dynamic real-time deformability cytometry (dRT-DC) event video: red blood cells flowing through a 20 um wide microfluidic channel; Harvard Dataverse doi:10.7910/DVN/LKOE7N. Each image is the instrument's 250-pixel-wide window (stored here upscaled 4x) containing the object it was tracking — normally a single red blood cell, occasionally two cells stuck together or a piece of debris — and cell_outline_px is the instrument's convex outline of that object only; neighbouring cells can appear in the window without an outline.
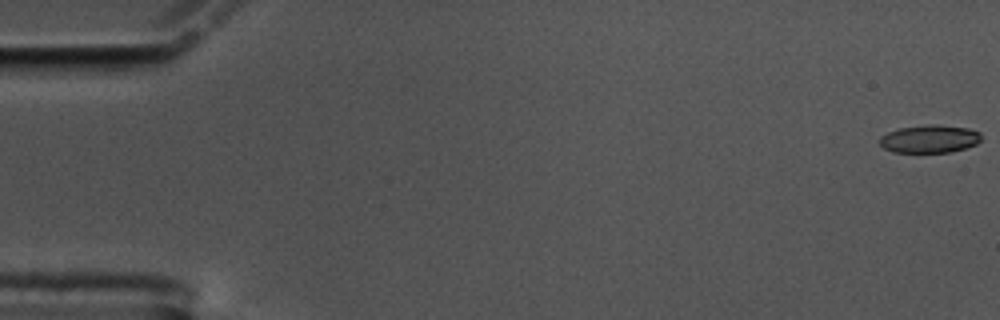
{"species": "common noctule bat (a hibernating species)", "species_latin": "Nyctalus noctula", "temperature_condition": "cold", "stored_images_in_passage": 14, "camera_frame_rate_fps": 3000, "um_per_image_px": 0.085, "animal": {"sex": "male", "body_mass_g": 17.5, "forearm_length_mm": 52.3}, "frame": {"image": 1, "passage_image": 1, "time_ms": 0.0, "image_size_px": [1000, 320], "cell_outline_px": [[980, 140], [976, 144], [952, 152], [892, 152], [884, 148], [880, 144], [880, 136], [888, 132], [900, 128], [924, 124], [940, 124], [968, 128], [980, 132]], "centroid_in_image_um": [79.01, 11.79], "position_along_channel_um": 6.0, "area_um2": 16.59}}